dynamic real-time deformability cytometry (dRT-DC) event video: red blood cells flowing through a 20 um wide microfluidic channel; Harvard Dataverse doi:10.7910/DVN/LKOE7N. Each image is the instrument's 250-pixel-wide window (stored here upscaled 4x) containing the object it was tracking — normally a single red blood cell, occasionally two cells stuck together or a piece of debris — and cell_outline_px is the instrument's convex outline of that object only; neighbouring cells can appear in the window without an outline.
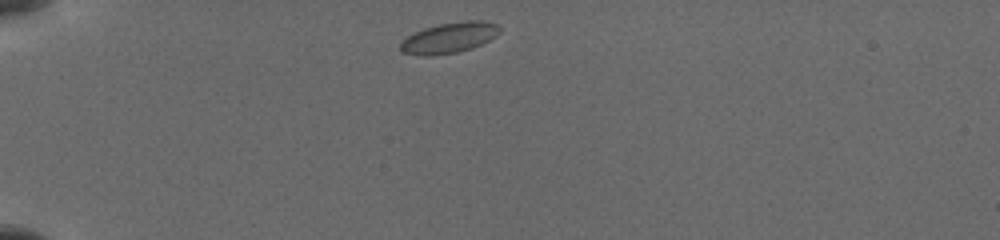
{"species": "common noctule bat (a hibernating species)", "species_latin": "Nyctalus noctula", "temperature_condition": "cold", "stored_images_in_passage": 46, "camera_frame_rate_fps": 3000, "um_per_image_px": 0.085, "animal": {"sex": "female", "body_mass_g": 19.5, "forearm_length_mm": 54.1}, "frame": {"image": 1, "passage_image": 1, "time_ms": 0.0, "image_size_px": [1000, 240], "cell_outline_px": [[500, 32], [496, 36], [472, 48], [456, 52], [428, 56], [404, 52], [400, 48], [400, 44], [408, 36], [424, 28], [440, 24], [464, 20], [480, 20], [496, 24], [500, 28]], "centroid_in_image_um": [38.22, 3.19], "position_along_channel_um": 46.8, "area_um2": 17.34}}
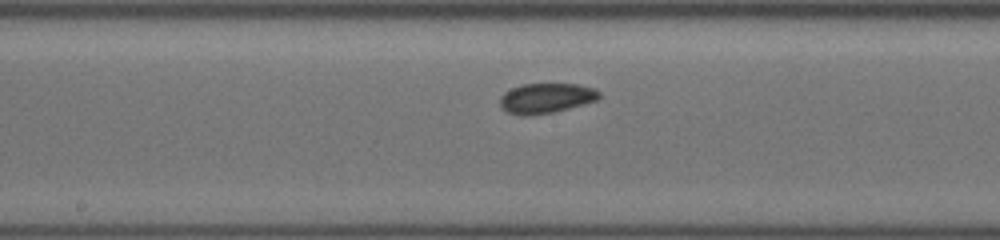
{"frame": {"image": 2, "passage_image": 27, "time_ms": 5.0, "image_size_px": [1000, 240], "cell_outline_px": [[600, 96], [596, 100], [568, 108], [552, 112], [524, 116], [520, 116], [508, 112], [500, 108], [500, 96], [504, 92], [520, 84], [576, 84], [596, 88], [600, 92]], "centroid_in_image_um": [46.38, 8.34], "position_along_channel_um": 201.8, "area_um2": 17.34}}
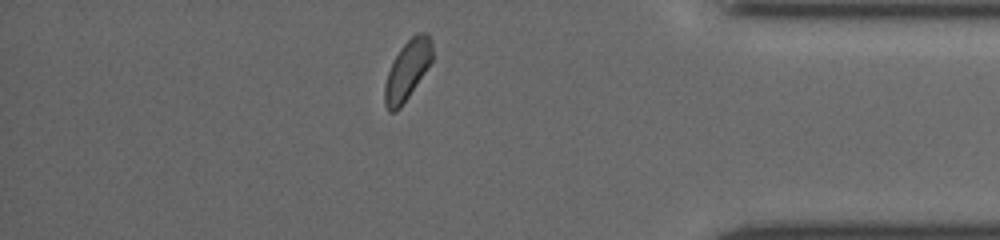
{"frame": {"image": 3, "passage_image": 41, "time_ms": 10.667, "image_size_px": [1000, 240], "cell_outline_px": [[432, 60], [400, 108], [396, 112], [388, 112], [384, 104], [384, 84], [388, 72], [400, 48], [416, 32], [428, 32], [432, 44]], "centroid_in_image_um": [34.61, 5.96], "position_along_channel_um": 400.6, "area_um2": 16.24}}